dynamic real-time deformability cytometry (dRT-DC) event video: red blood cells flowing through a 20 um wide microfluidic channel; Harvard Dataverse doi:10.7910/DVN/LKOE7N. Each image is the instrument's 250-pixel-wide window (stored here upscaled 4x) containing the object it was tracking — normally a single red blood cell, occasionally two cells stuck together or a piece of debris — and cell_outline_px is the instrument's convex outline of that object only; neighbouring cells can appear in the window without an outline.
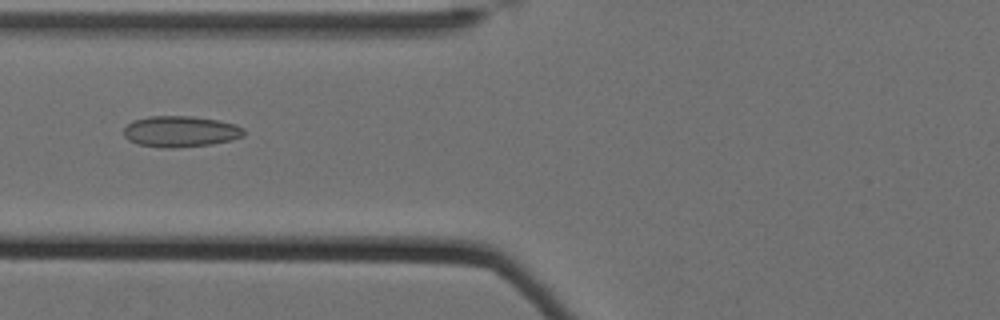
{"species": "Egyptian fruit bat (a non-hibernating species)", "species_latin": "Rousettus aegyptiacus", "temperature_condition": "cold", "stored_images_in_passage": 10, "camera_frame_rate_fps": 3000, "um_per_image_px": 0.085, "animal": {"sex": "female"}, "frame": {"image": 1, "passage_image": 5, "time_ms": 1.333, "image_size_px": [1000, 320], "cell_outline_px": [[244, 136], [232, 140], [212, 144], [172, 148], [160, 148], [136, 144], [128, 140], [124, 136], [124, 128], [132, 120], [148, 116], [192, 116], [216, 120], [236, 124], [244, 128]], "centroid_in_image_um": [15.32, 11.18], "position_along_channel_um": 110.5, "area_um2": 21.96}}
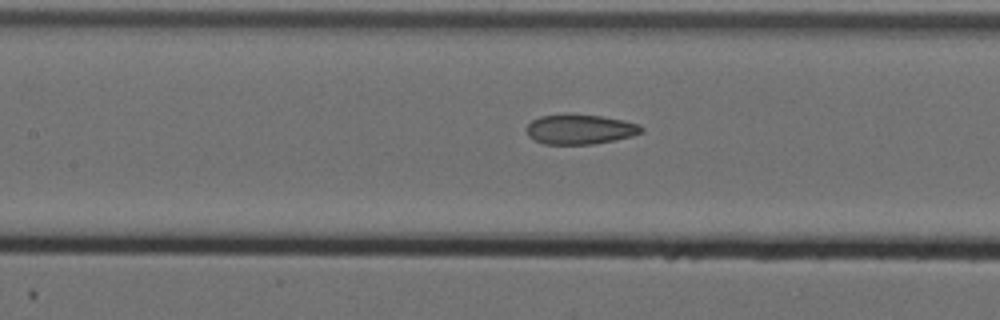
{"frame": {"image": 2, "passage_image": 9, "time_ms": 2.667, "image_size_px": [1000, 320], "cell_outline_px": [[644, 132], [632, 136], [592, 144], [544, 144], [528, 136], [528, 124], [532, 120], [540, 116], [568, 112], [600, 116], [624, 120], [640, 124], [644, 128]], "centroid_in_image_um": [49.32, 10.96], "position_along_channel_um": 158.1, "area_um2": 20.23}}